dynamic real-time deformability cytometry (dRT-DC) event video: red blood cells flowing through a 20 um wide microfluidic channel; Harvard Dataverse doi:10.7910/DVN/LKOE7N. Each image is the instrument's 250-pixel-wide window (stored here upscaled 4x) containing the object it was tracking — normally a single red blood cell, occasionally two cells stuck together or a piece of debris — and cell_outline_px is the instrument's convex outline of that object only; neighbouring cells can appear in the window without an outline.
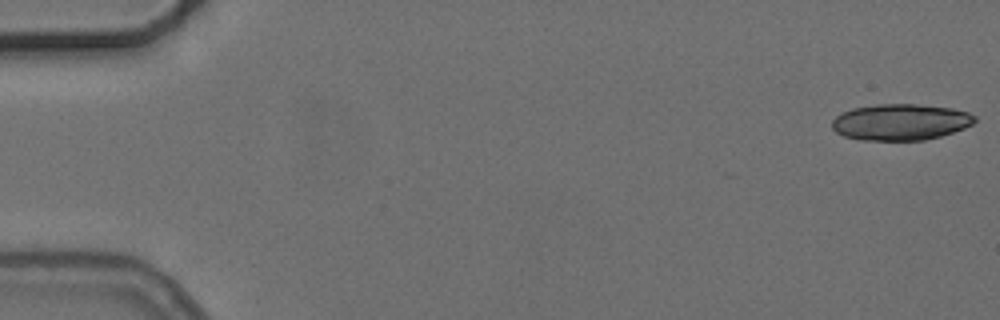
{"species": "common noctule bat (a hibernating species)", "species_latin": "Nyctalus noctula", "temperature_condition": "cold", "stored_images_in_passage": 6, "camera_frame_rate_fps": 3000, "um_per_image_px": 0.085, "animal": {"sex": "female", "body_mass_g": 24.6, "forearm_length_mm": 56.2}, "frame": {"image": 1, "passage_image": 1, "time_ms": 0.0, "image_size_px": [1000, 320], "cell_outline_px": [[976, 120], [972, 124], [964, 128], [940, 136], [924, 140], [860, 140], [844, 136], [836, 132], [832, 128], [832, 120], [836, 116], [852, 108], [876, 104], [912, 104], [952, 108], [968, 112], [976, 116]], "centroid_in_image_um": [76.53, 10.37], "position_along_channel_um": 8.5, "area_um2": 30.11}}
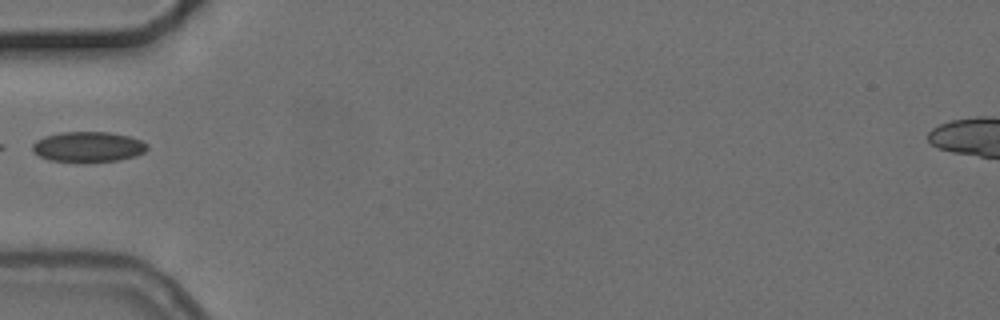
{"frame": {"image": 2, "passage_image": 5, "time_ms": 6.0, "image_size_px": [1000, 320], "cell_outline_px": [[148, 148], [144, 152], [136, 156], [120, 160], [84, 164], [48, 160], [40, 156], [32, 148], [32, 144], [36, 140], [44, 136], [60, 132], [108, 132], [128, 136], [140, 140], [148, 144]], "centroid_in_image_um": [7.49, 12.51], "position_along_channel_um": 77.5, "area_um2": 20.81}}
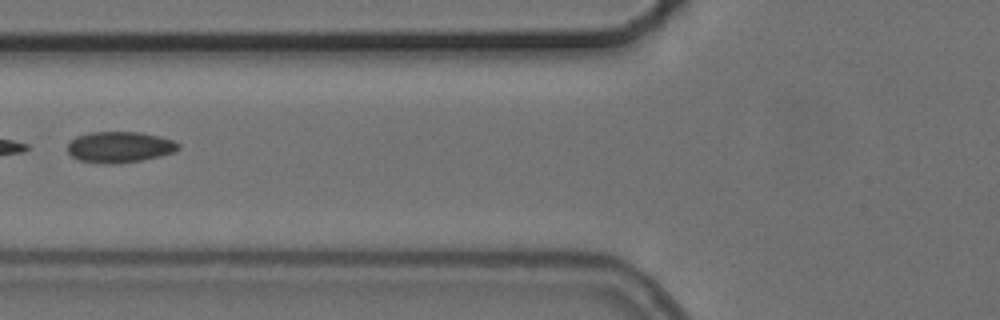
{"frame": {"image": 3, "passage_image": 6, "time_ms": 7.0, "image_size_px": [1000, 320], "cell_outline_px": [[180, 148], [172, 152], [160, 156], [140, 160], [112, 164], [104, 164], [80, 160], [72, 156], [68, 152], [68, 144], [76, 136], [92, 132], [140, 132], [160, 136], [172, 140], [180, 144]], "centroid_in_image_um": [10.17, 12.49], "position_along_channel_um": 115.6, "area_um2": 19.88}}